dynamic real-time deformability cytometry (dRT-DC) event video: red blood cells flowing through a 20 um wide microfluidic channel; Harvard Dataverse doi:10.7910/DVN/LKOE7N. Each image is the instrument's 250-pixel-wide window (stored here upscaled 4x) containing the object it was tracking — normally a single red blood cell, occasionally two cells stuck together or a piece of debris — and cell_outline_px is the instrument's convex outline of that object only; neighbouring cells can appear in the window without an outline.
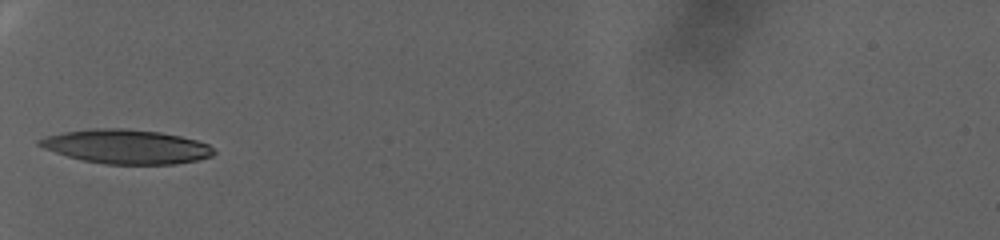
{"species": "human", "species_latin": "Homo sapiens", "temperature_condition": "warm", "stored_images_in_passage": 59, "camera_frame_rate_fps": 3000, "um_per_image_px": 0.085, "donor": {"sex": "female"}, "frame": {"image": 1, "passage_image": 1, "time_ms": 0.0, "image_size_px": [1000, 240], "cell_outline_px": [[216, 152], [212, 156], [196, 160], [176, 164], [104, 164], [84, 160], [68, 156], [44, 148], [36, 144], [36, 140], [48, 136], [64, 132], [96, 128], [120, 128], [160, 132], [180, 136], [196, 140], [208, 144]], "centroid_in_image_um": [10.75, 12.46], "position_along_channel_um": 74.3, "area_um2": 34.45}}
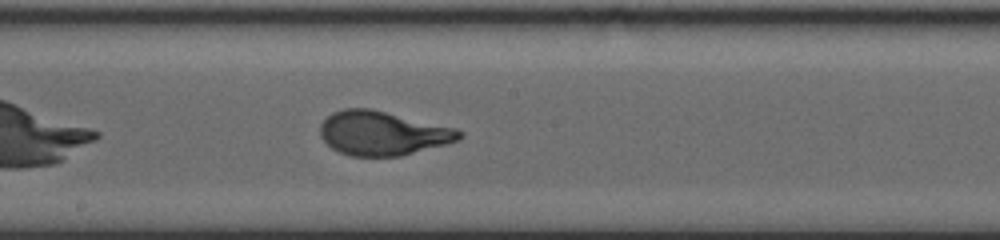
{"frame": {"image": 2, "passage_image": 21, "time_ms": 6.667, "image_size_px": [1000, 240], "cell_outline_px": [[464, 136], [460, 140], [400, 156], [352, 156], [340, 152], [332, 148], [320, 136], [320, 124], [332, 112], [344, 108], [372, 108], [456, 128], [464, 132]], "centroid_in_image_um": [32.53, 11.31], "position_along_channel_um": 215.7, "area_um2": 35.84}}
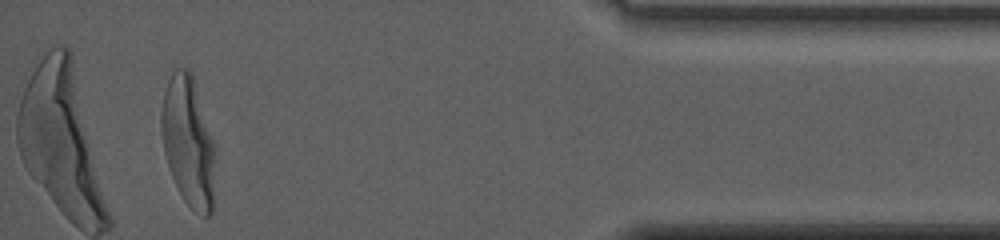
{"frame": {"image": 3, "passage_image": 54, "time_ms": 17.667, "image_size_px": [1000, 240], "cell_outline_px": [[212, 212], [208, 216], [204, 216], [192, 208], [184, 200], [172, 176], [164, 152], [160, 120], [160, 112], [164, 88], [172, 72], [176, 68], [188, 68], [192, 72], [212, 144]], "centroid_in_image_um": [15.92, 11.96], "position_along_channel_um": 419.3, "area_um2": 39.25}, "authors_computed_cell_mechanics": {"area_um2": 35.6626, "velocity_mm_per_s": 2.22, "shape_relaxation_time_tau1_ms": 6.9993, "shape_relaxation_time_tau2_ms": null, "deformation_change_tau1": 0.248, "deformation_change_tau2": null}}